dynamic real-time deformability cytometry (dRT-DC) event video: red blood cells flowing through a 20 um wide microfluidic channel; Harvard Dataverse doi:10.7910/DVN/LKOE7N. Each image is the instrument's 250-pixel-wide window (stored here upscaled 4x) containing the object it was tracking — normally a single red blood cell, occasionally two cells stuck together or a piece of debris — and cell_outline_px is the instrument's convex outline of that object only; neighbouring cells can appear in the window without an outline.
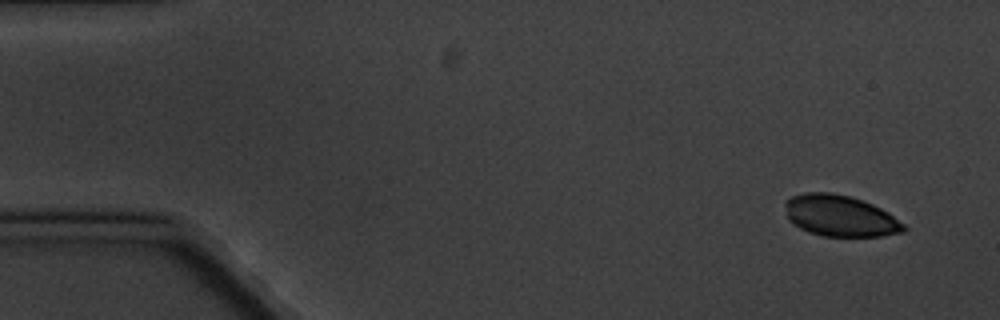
{"species": "common noctule bat (a hibernating species)", "species_latin": "Nyctalus noctula", "temperature_condition": "cold", "stored_images_in_passage": 4, "camera_frame_rate_fps": 3000, "um_per_image_px": 0.085, "animal": {"sex": "male", "body_mass_g": 20.1, "forearm_length_mm": 53.5}, "frame": {"image": 1, "passage_image": 1, "time_ms": 0.0, "image_size_px": [1000, 320], "cell_outline_px": [[908, 228], [904, 232], [880, 236], [820, 236], [808, 232], [792, 224], [788, 220], [784, 204], [784, 200], [792, 196], [804, 192], [832, 192], [848, 196], [872, 204], [888, 212], [904, 224]], "centroid_in_image_um": [71.37, 18.35], "position_along_channel_um": 13.6, "area_um2": 28.73}}